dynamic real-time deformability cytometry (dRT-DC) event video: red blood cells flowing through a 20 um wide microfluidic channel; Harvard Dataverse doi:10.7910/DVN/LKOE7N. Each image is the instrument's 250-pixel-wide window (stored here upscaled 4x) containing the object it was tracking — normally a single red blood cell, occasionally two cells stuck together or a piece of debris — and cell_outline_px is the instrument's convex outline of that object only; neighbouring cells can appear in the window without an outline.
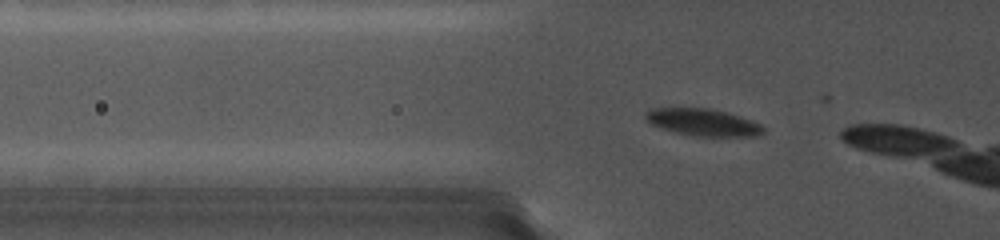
{"species": "common noctule bat (a hibernating species)", "species_latin": "Nyctalus noctula", "temperature_condition": "cold", "stored_images_in_passage": 5, "camera_frame_rate_fps": 5000, "um_per_image_px": 0.085, "animal": {"sex": "female", "body_mass_g": 19.0, "forearm_length_mm": 56.7}, "frame": {"image": 1, "passage_image": 3, "time_ms": 0.8, "image_size_px": [1000, 240], "cell_outline_px": [[768, 132], [760, 136], [696, 136], [676, 132], [648, 124], [644, 116], [644, 112], [648, 108], [708, 108], [740, 116], [752, 120], [760, 124]], "centroid_in_image_um": [59.75, 10.4], "position_along_channel_um": 66.1, "area_um2": 18.79}}